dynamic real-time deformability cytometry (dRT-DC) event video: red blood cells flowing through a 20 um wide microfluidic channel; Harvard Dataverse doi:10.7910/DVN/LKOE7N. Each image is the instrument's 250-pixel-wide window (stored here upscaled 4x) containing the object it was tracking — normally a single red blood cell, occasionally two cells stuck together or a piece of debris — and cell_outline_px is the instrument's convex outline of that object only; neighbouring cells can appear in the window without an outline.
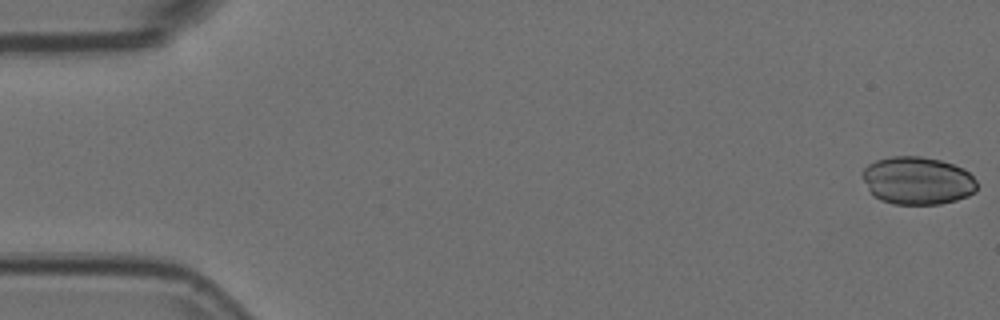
{"species": "Egyptian fruit bat (a non-hibernating species)", "species_latin": "Rousettus aegyptiacus", "temperature_condition": "room temperature", "stored_images_in_passage": 7, "camera_frame_rate_fps": 3000, "um_per_image_px": 0.085, "animal": {"sex": "female"}, "frame": {"image": 1, "passage_image": 1, "time_ms": 0.0, "image_size_px": [1000, 320], "cell_outline_px": [[976, 192], [968, 196], [956, 200], [940, 204], [892, 204], [880, 200], [872, 196], [860, 172], [868, 164], [876, 160], [892, 156], [920, 156], [940, 160], [964, 168], [976, 180]], "centroid_in_image_um": [77.97, 15.36], "position_along_channel_um": 7.0, "area_um2": 32.14}}